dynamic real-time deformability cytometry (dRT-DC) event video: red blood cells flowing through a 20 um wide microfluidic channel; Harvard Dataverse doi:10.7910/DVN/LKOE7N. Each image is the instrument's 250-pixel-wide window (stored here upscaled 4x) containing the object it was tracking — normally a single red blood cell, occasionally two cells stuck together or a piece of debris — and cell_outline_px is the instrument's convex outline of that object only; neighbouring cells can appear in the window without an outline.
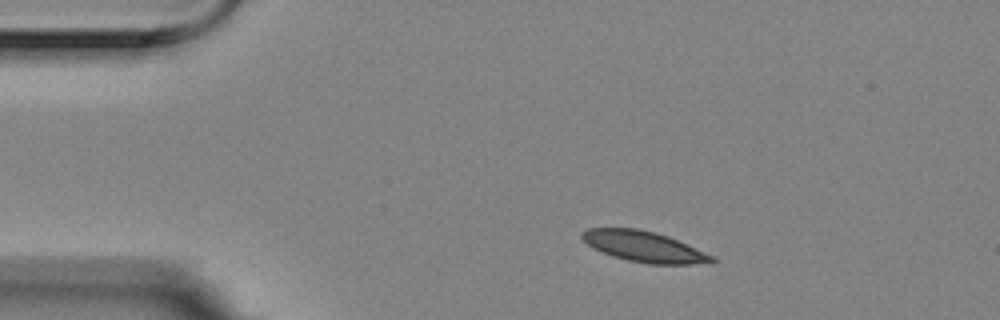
{"species": "Egyptian fruit bat (a non-hibernating species)", "species_latin": "Rousettus aegyptiacus", "temperature_condition": "room temperature", "stored_images_in_passage": 4, "camera_frame_rate_fps": 3000, "um_per_image_px": 0.085, "animal": {"sex": "female"}, "frame": {"image": 1, "passage_image": 2, "time_ms": 0.333, "image_size_px": [1000, 320], "cell_outline_px": [[716, 260], [688, 264], [648, 264], [628, 260], [612, 256], [592, 248], [580, 236], [580, 232], [588, 228], [636, 228], [656, 232], [668, 236], [716, 256]], "centroid_in_image_um": [54.71, 20.95], "position_along_channel_um": 30.3, "area_um2": 23.18}}